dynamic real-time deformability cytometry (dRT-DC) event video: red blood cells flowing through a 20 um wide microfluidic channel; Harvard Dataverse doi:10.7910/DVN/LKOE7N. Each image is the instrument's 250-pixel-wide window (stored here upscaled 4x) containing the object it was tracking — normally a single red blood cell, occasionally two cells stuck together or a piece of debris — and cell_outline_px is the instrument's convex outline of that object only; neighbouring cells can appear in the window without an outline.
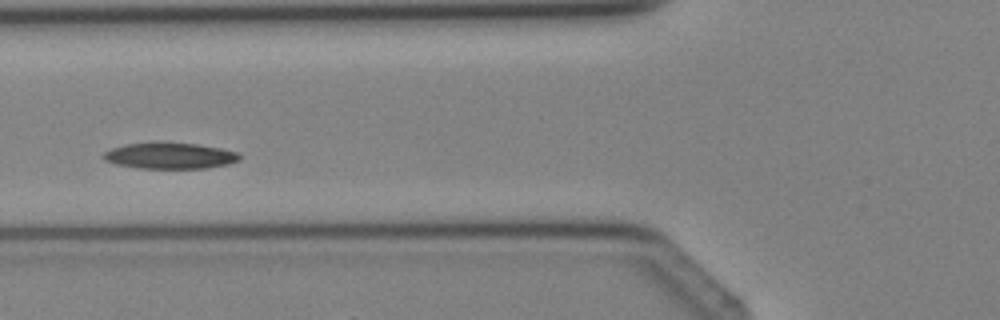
{"species": "Egyptian fruit bat (a non-hibernating species)", "species_latin": "Rousettus aegyptiacus", "temperature_condition": "cold", "stored_images_in_passage": 4, "camera_frame_rate_fps": 3000, "um_per_image_px": 0.085, "animal": {"sex": "female"}, "frame": {"image": 1, "passage_image": 4, "time_ms": 3.333, "image_size_px": [1000, 320], "cell_outline_px": [[240, 160], [228, 164], [208, 168], [140, 168], [116, 164], [104, 160], [100, 156], [104, 152], [112, 148], [124, 144], [152, 140], [164, 140], [196, 144], [220, 148], [240, 152]], "centroid_in_image_um": [14.41, 13.2], "position_along_channel_um": 111.4, "area_um2": 21.5}}